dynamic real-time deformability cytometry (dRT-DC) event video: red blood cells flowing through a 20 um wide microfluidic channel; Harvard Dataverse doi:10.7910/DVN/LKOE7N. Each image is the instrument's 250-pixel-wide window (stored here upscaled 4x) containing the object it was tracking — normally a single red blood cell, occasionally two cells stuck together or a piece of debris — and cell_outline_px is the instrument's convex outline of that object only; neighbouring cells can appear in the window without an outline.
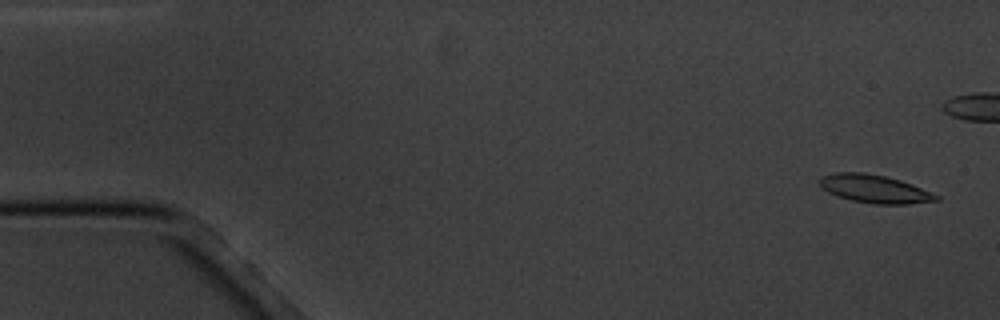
{"species": "common noctule bat (a hibernating species)", "species_latin": "Nyctalus noctula", "temperature_condition": "cold", "stored_images_in_passage": 6, "camera_frame_rate_fps": 3000, "um_per_image_px": 0.085, "animal": {"sex": "male", "body_mass_g": 20.1, "forearm_length_mm": 53.5}, "frame": {"image": 1, "passage_image": 1, "time_ms": 0.0, "image_size_px": [1000, 320], "cell_outline_px": [[940, 200], [908, 204], [872, 204], [852, 200], [836, 196], [828, 192], [820, 184], [820, 176], [836, 172], [864, 172], [884, 176], [900, 180], [912, 184], [940, 196]], "centroid_in_image_um": [74.34, 16.05], "position_along_channel_um": 10.7, "area_um2": 19.07}}
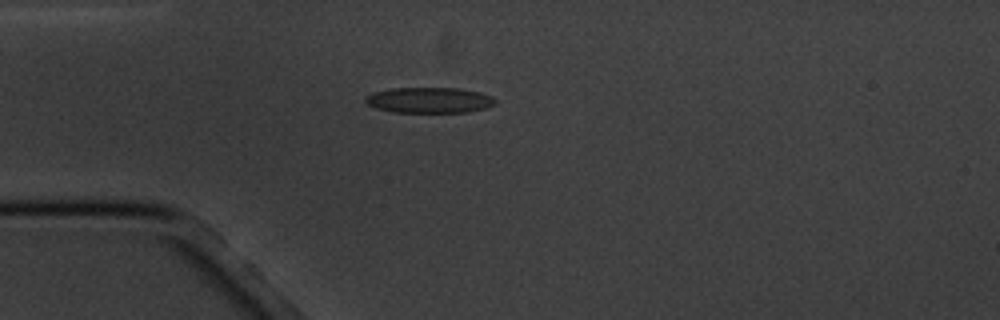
{"frame": {"image": 2, "passage_image": 6, "time_ms": 6.0, "image_size_px": [1000, 320], "cell_outline_px": [[496, 104], [484, 108], [468, 112], [392, 112], [376, 108], [368, 104], [364, 100], [364, 96], [372, 92], [392, 88], [456, 88], [480, 92], [492, 96], [496, 100]], "centroid_in_image_um": [36.47, 8.51], "position_along_channel_um": 48.5, "area_um2": 19.48}}